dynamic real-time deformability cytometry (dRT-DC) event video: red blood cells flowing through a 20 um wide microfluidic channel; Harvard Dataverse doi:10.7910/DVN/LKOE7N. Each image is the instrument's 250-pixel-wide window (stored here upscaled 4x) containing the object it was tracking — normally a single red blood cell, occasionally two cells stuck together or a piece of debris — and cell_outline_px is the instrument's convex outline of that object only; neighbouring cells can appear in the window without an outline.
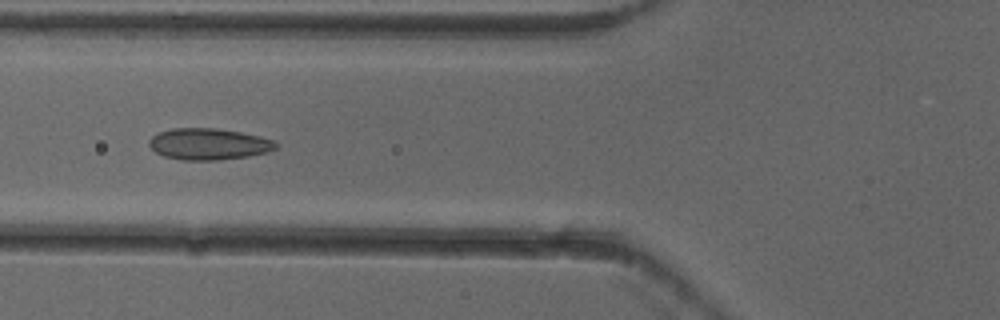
{"species": "common noctule bat (a hibernating species)", "species_latin": "Nyctalus noctula", "temperature_condition": "cold", "stored_images_in_passage": 8, "camera_frame_rate_fps": 3000, "um_per_image_px": 0.085, "animal": {"sex": "female"}, "frame": {"image": 1, "passage_image": 6, "time_ms": 1.667, "image_size_px": [1000, 320], "cell_outline_px": [[280, 144], [276, 148], [268, 152], [248, 156], [216, 160], [180, 160], [164, 156], [156, 152], [148, 144], [148, 140], [152, 136], [160, 132], [172, 128], [216, 128], [240, 132], [260, 136], [276, 140]], "centroid_in_image_um": [17.76, 12.24], "position_along_channel_um": 108.0, "area_um2": 23.35}}
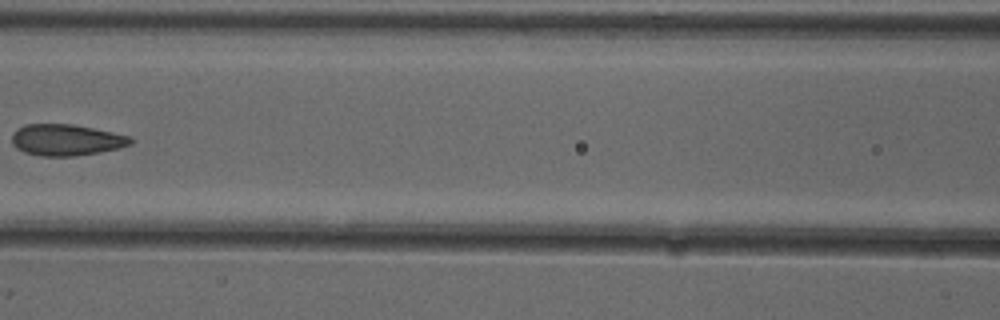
{"frame": {"image": 2, "passage_image": 7, "time_ms": 2.0, "image_size_px": [1000, 320], "cell_outline_px": [[132, 144], [120, 148], [100, 152], [76, 156], [40, 156], [24, 152], [16, 148], [12, 144], [12, 132], [16, 128], [24, 124], [72, 124], [112, 132], [128, 136], [132, 140]], "centroid_in_image_um": [5.58, 11.9], "position_along_channel_um": 161.0, "area_um2": 21.79}}
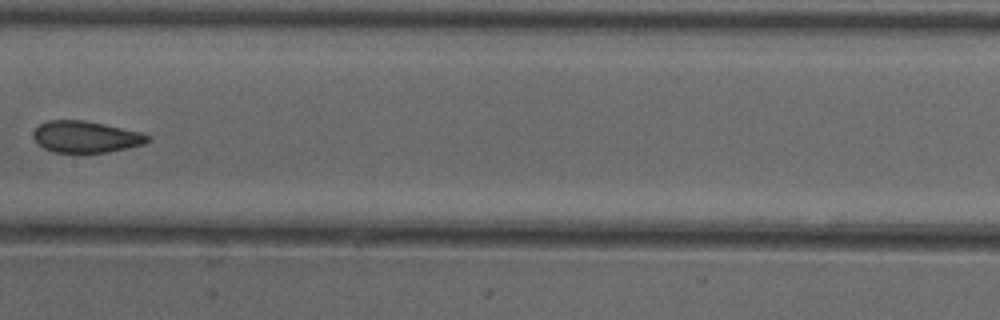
{"frame": {"image": 3, "passage_image": 8, "time_ms": 2.333, "image_size_px": [1000, 320], "cell_outline_px": [[152, 140], [144, 144], [128, 148], [108, 152], [52, 152], [44, 148], [32, 136], [32, 132], [40, 124], [48, 120], [84, 120], [104, 124], [140, 132], [152, 136]], "centroid_in_image_um": [7.32, 11.63], "position_along_channel_um": 200.1, "area_um2": 21.04}}